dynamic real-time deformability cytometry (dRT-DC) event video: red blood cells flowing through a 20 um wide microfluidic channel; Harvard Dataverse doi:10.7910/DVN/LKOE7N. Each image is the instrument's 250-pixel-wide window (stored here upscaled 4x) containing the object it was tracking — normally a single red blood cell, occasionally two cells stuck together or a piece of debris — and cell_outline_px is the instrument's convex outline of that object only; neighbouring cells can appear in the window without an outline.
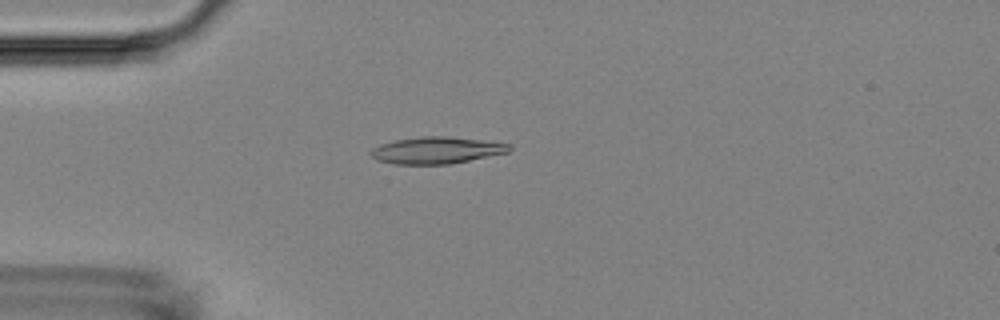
{"species": "Egyptian fruit bat (a non-hibernating species)", "species_latin": "Rousettus aegyptiacus", "temperature_condition": "room temperature", "stored_images_in_passage": 49, "camera_frame_rate_fps": 3000, "um_per_image_px": 0.085, "animal": {"sex": "female"}, "frame": {"image": 1, "passage_image": 8, "time_ms": 2.333, "image_size_px": [1000, 320], "cell_outline_px": [[512, 148], [508, 152], [448, 164], [392, 164], [376, 160], [368, 152], [372, 148], [380, 144], [396, 140], [420, 136], [448, 136], [512, 144]], "centroid_in_image_um": [37.06, 12.77], "position_along_channel_um": 47.9, "area_um2": 21.56}}
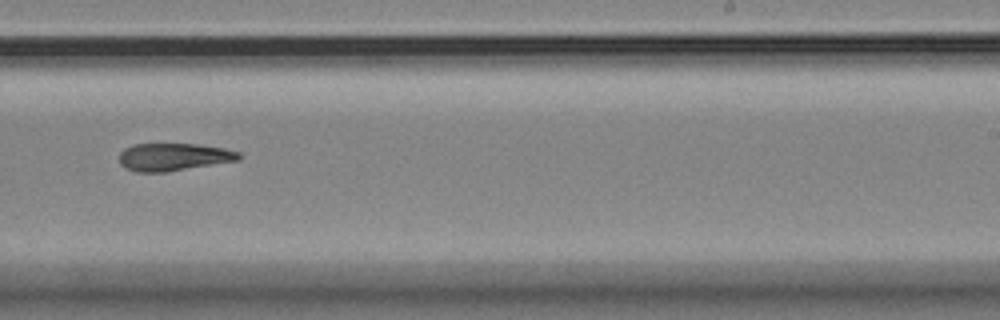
{"frame": {"image": 2, "passage_image": 28, "time_ms": 9.0, "image_size_px": [1000, 320], "cell_outline_px": [[240, 160], [168, 172], [136, 172], [124, 168], [120, 164], [120, 152], [124, 148], [132, 144], [196, 144], [224, 148], [240, 152]], "centroid_in_image_um": [14.74, 13.35], "position_along_channel_um": 274.3, "area_um2": 19.42}}
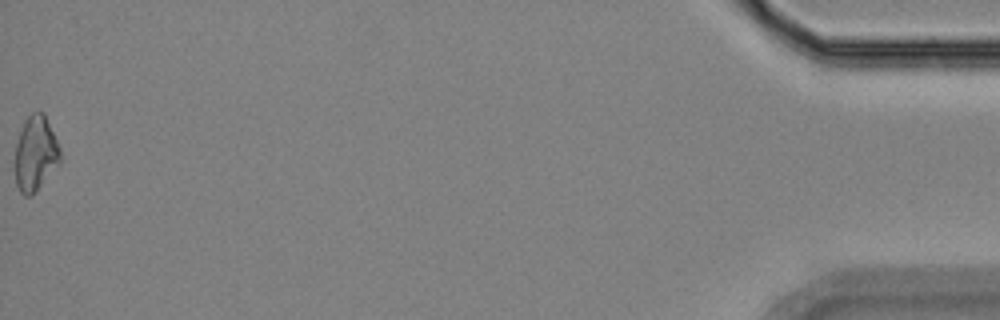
{"frame": {"image": 3, "passage_image": 49, "time_ms": 16.0, "image_size_px": [1000, 320], "cell_outline_px": [[60, 164], [36, 192], [28, 196], [24, 196], [20, 192], [16, 184], [12, 168], [16, 144], [24, 120], [32, 112], [44, 112], [60, 148]], "centroid_in_image_um": [2.98, 13.09], "position_along_channel_um": 432.2, "area_um2": 20.29}, "authors_computed_cell_mechanics": {"area_um2": 20.1144, "velocity_mm_per_s": 3.604, "shape_relaxation_time_tau1_ms": 7.2814, "shape_relaxation_time_tau2_ms": 9.1209, "deformation_change_tau1": 0.1572, "deformation_change_tau2": 0.204}}